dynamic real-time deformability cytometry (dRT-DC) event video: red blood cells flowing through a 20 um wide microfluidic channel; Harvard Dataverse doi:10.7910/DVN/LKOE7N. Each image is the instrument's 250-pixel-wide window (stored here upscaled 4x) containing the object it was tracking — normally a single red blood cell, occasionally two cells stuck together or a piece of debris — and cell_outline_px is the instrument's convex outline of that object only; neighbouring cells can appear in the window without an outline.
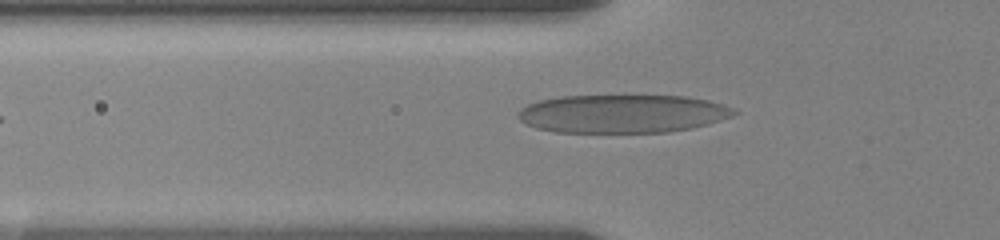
{"species": "human", "species_latin": "Homo sapiens", "temperature_condition": "room temperature", "stored_images_in_passage": 12, "camera_frame_rate_fps": 3000, "um_per_image_px": 0.085, "donor": {"sex": "female"}, "frame": {"image": 1, "passage_image": 5, "time_ms": 1.0, "image_size_px": [1000, 240], "cell_outline_px": [[740, 112], [732, 116], [708, 124], [692, 128], [668, 132], [556, 132], [536, 128], [524, 124], [516, 116], [516, 112], [520, 108], [528, 104], [540, 100], [560, 96], [684, 96], [708, 100], [724, 104]], "centroid_in_image_um": [52.89, 9.67], "position_along_channel_um": 72.9, "area_um2": 48.38}}
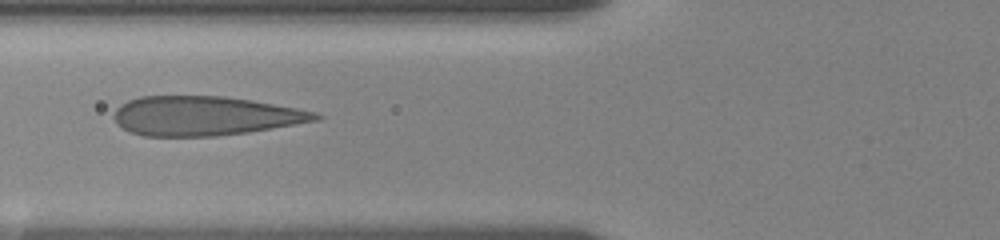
{"frame": {"image": 2, "passage_image": 11, "time_ms": 2.0, "image_size_px": [1000, 240], "cell_outline_px": [[324, 116], [320, 120], [248, 132], [216, 136], [144, 136], [128, 132], [116, 124], [112, 116], [116, 108], [120, 104], [128, 100], [140, 96], [224, 96], [252, 100], [296, 108], [312, 112]], "centroid_in_image_um": [17.35, 9.85], "position_along_channel_um": 108.4, "area_um2": 46.3}}